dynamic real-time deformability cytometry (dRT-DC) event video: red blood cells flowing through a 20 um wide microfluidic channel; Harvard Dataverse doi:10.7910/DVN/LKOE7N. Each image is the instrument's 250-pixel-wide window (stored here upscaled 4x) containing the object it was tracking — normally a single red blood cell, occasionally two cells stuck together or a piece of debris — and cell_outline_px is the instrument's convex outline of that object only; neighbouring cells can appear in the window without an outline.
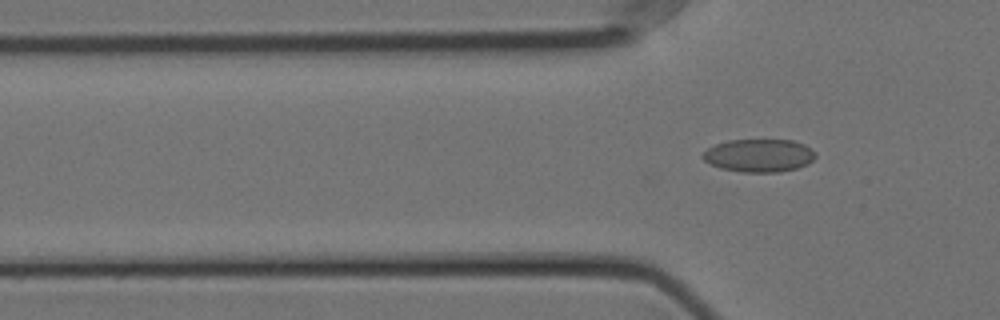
{"species": "Egyptian fruit bat (a non-hibernating species)", "species_latin": "Rousettus aegyptiacus", "temperature_condition": "cold", "stored_images_in_passage": 2, "camera_frame_rate_fps": 3000, "um_per_image_px": 0.085, "animal": {"sex": "female"}, "frame": {"image": 1, "passage_image": 2, "time_ms": 0.333, "image_size_px": [1000, 320], "cell_outline_px": [[816, 156], [808, 164], [796, 168], [780, 172], [740, 172], [720, 168], [704, 160], [700, 156], [708, 148], [716, 144], [728, 140], [792, 140], [804, 144], [816, 152]], "centroid_in_image_um": [64.52, 13.22], "position_along_channel_um": 61.3, "area_um2": 21.68}}